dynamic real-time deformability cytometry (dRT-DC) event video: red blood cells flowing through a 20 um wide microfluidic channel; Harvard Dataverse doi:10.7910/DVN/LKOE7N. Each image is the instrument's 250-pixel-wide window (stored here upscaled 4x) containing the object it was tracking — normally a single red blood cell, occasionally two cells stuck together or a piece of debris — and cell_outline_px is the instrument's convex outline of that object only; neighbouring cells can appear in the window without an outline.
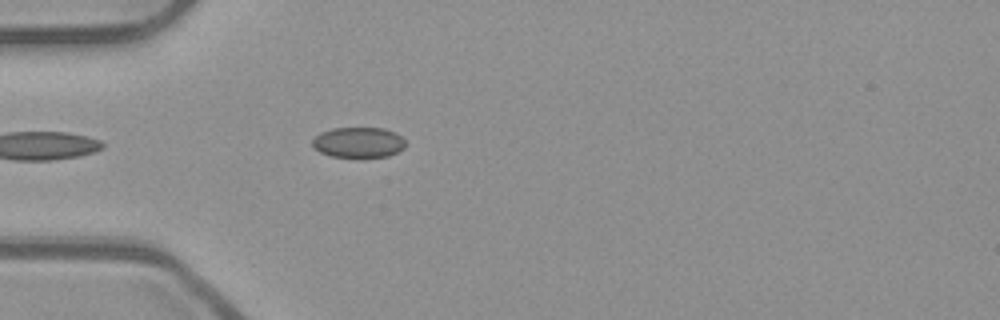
{"species": "common noctule bat (a hibernating species)", "species_latin": "Nyctalus noctula", "temperature_condition": "room temperature", "stored_images_in_passage": 8, "camera_frame_rate_fps": 3000, "um_per_image_px": 0.085, "animal": {"sex": "male", "body_mass_g": 23.1, "forearm_length_mm": 52.7}, "frame": {"image": 1, "passage_image": 4, "time_ms": 1.0, "image_size_px": [1000, 320], "cell_outline_px": [[404, 148], [388, 156], [332, 156], [320, 152], [312, 144], [312, 140], [320, 132], [332, 128], [384, 128], [396, 132], [404, 140]], "centroid_in_image_um": [30.47, 12.08], "position_along_channel_um": 54.5, "area_um2": 16.24}}